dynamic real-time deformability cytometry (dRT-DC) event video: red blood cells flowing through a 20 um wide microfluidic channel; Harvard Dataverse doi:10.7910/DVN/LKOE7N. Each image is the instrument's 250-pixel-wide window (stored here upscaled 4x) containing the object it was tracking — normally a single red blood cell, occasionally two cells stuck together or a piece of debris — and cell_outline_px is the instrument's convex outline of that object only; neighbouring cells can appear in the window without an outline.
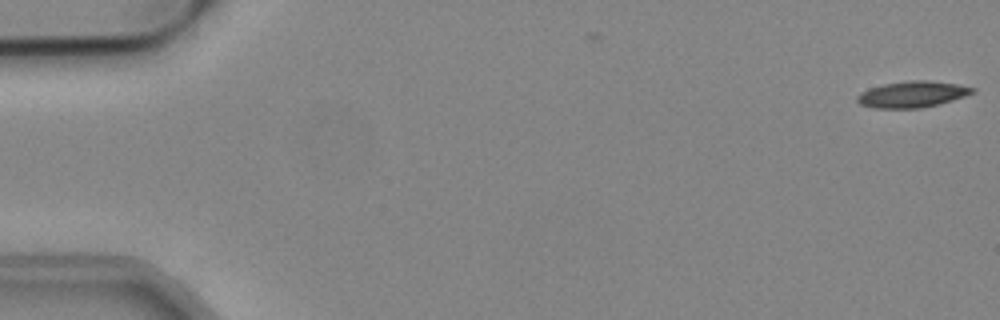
{"species": "common noctule bat (a hibernating species)", "species_latin": "Nyctalus noctula", "temperature_condition": "cold", "stored_images_in_passage": 2, "camera_frame_rate_fps": 3000, "um_per_image_px": 0.085, "animal": {"sex": "male", "body_mass_g": 19.2, "forearm_length_mm": 51.8}, "frame": {"image": 1, "passage_image": 2, "time_ms": 0.333, "image_size_px": [1000, 320], "cell_outline_px": [[976, 92], [952, 100], [920, 108], [872, 108], [860, 104], [856, 100], [856, 96], [860, 92], [868, 88], [884, 84], [908, 80], [928, 80], [956, 84], [976, 88]], "centroid_in_image_um": [77.51, 8.01], "position_along_channel_um": 7.5, "area_um2": 17.63}}